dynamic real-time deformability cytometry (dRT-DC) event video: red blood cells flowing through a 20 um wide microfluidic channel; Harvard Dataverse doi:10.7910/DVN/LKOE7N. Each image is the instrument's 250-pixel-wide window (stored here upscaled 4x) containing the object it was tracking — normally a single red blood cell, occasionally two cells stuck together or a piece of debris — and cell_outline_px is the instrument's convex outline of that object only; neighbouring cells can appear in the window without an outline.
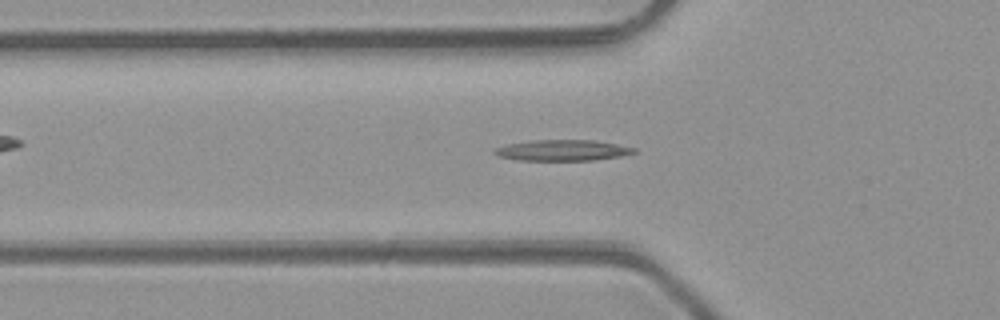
{"species": "common noctule bat (a hibernating species)", "species_latin": "Nyctalus noctula", "temperature_condition": "room temperature", "stored_images_in_passage": 44, "camera_frame_rate_fps": 3000, "um_per_image_px": 0.085, "animal": {"sex": "male", "body_mass_g": 23.1, "forearm_length_mm": 52.7}, "frame": {"image": 1, "passage_image": 11, "time_ms": 3.333, "image_size_px": [1000, 320], "cell_outline_px": [[636, 152], [620, 156], [596, 160], [516, 160], [496, 156], [492, 152], [496, 148], [508, 144], [532, 140], [596, 140], [636, 148]], "centroid_in_image_um": [47.79, 12.78], "position_along_channel_um": 78.0, "area_um2": 16.99}}
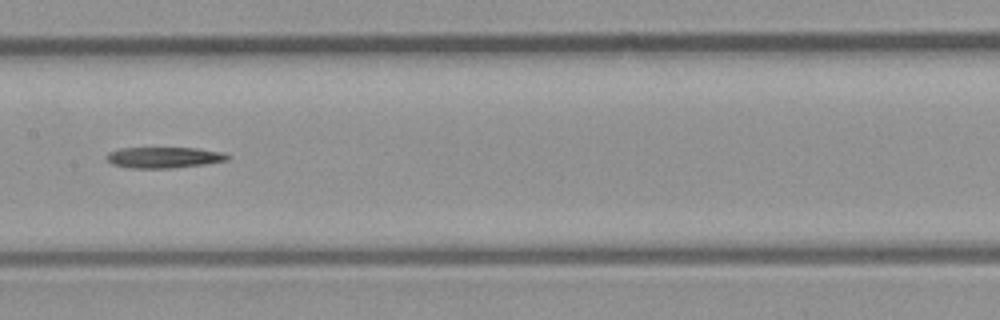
{"frame": {"image": 2, "passage_image": 19, "time_ms": 6.0, "image_size_px": [1000, 320], "cell_outline_px": [[228, 160], [208, 164], [172, 168], [128, 168], [112, 164], [104, 156], [108, 152], [120, 148], [196, 148], [224, 152], [228, 156]], "centroid_in_image_um": [13.92, 13.39], "position_along_channel_um": 193.5, "area_um2": 14.91}}
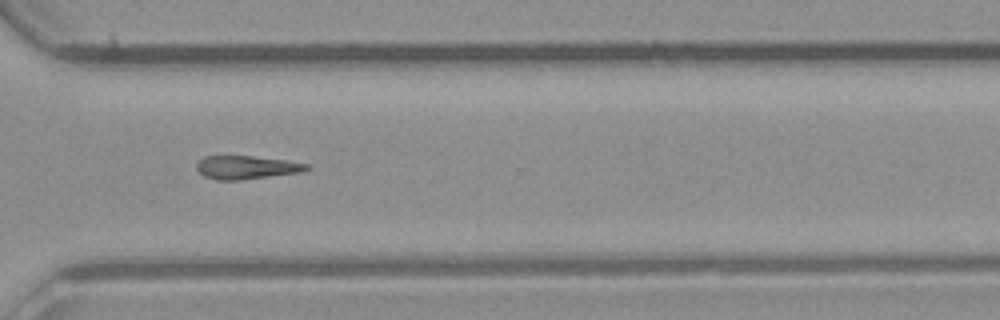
{"frame": {"image": 3, "passage_image": 30, "time_ms": 9.667, "image_size_px": [1000, 320], "cell_outline_px": [[308, 168], [296, 172], [240, 180], [216, 180], [204, 176], [196, 168], [196, 164], [204, 156], [252, 156], [288, 160], [308, 164]], "centroid_in_image_um": [20.88, 14.22], "position_along_channel_um": 349.7, "area_um2": 14.68}}